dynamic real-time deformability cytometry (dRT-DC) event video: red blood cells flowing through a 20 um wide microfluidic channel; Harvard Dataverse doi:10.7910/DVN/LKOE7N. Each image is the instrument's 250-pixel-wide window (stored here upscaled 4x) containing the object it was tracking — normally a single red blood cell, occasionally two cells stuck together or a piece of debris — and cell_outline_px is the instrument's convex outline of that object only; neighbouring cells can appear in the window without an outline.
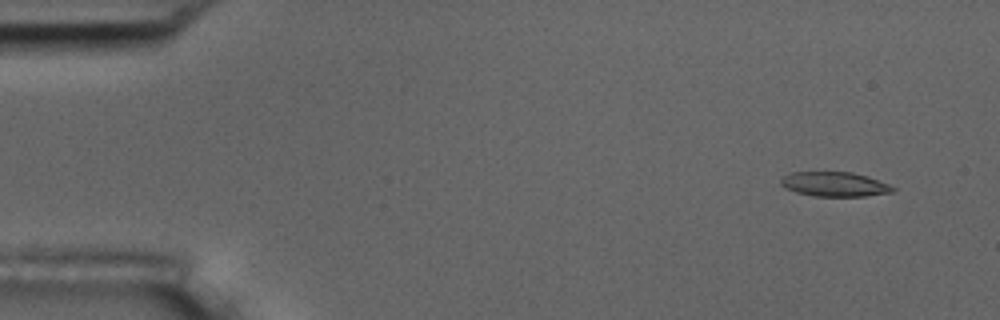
{"species": "common noctule bat (a hibernating species)", "species_latin": "Nyctalus noctula", "temperature_condition": "room temperature", "stored_images_in_passage": 10, "camera_frame_rate_fps": 3000, "um_per_image_px": 0.085, "animal": {"sex": "male", "body_mass_g": 17.5, "forearm_length_mm": 52.3}, "frame": {"image": 1, "passage_image": 1, "time_ms": 0.0, "image_size_px": [1000, 320], "cell_outline_px": [[896, 192], [864, 196], [812, 196], [796, 192], [784, 188], [780, 184], [780, 180], [784, 176], [792, 172], [852, 172], [868, 176], [888, 184], [896, 188]], "centroid_in_image_um": [70.95, 15.66], "position_along_channel_um": 14.1, "area_um2": 16.13}}
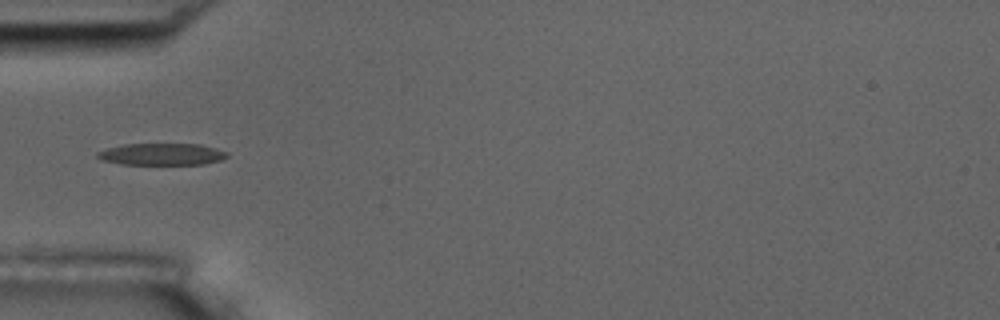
{"frame": {"image": 2, "passage_image": 5, "time_ms": 4.667, "image_size_px": [1000, 320], "cell_outline_px": [[228, 156], [220, 160], [204, 164], [120, 164], [100, 160], [96, 156], [96, 152], [108, 148], [124, 144], [200, 144], [216, 148], [228, 152]], "centroid_in_image_um": [13.74, 13.11], "position_along_channel_um": 71.3, "area_um2": 16.53}}
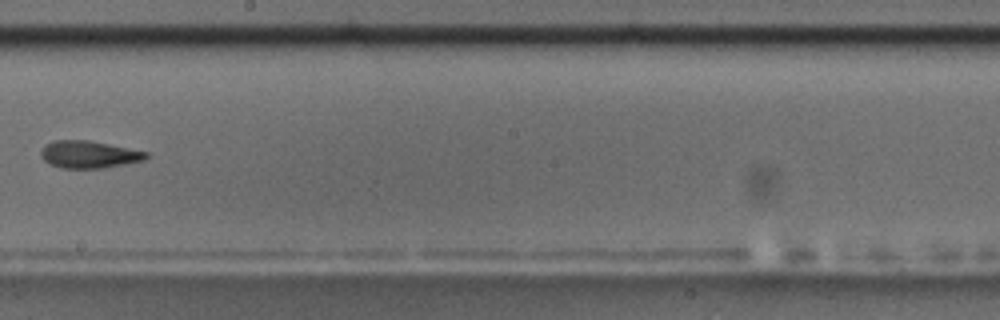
{"frame": {"image": 3, "passage_image": 9, "time_ms": 9.333, "image_size_px": [1000, 320], "cell_outline_px": [[148, 156], [144, 160], [104, 168], [60, 168], [44, 160], [40, 156], [40, 148], [44, 144], [52, 140], [88, 140], [148, 152]], "centroid_in_image_um": [7.51, 13.12], "position_along_channel_um": 240.7, "area_um2": 16.76}}